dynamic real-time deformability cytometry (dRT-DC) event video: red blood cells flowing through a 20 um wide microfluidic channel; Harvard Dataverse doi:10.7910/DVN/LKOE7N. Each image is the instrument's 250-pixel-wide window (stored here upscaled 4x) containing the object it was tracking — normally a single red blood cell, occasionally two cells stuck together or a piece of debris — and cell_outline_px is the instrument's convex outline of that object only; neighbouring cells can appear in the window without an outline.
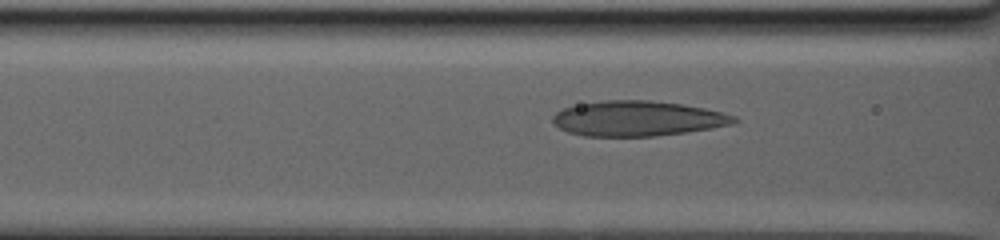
{"species": "human", "species_latin": "Homo sapiens", "temperature_condition": "warm", "stored_images_in_passage": 50, "camera_frame_rate_fps": 3000, "um_per_image_px": 0.085, "donor": {"sex": "male"}, "frame": {"image": 1, "passage_image": 20, "time_ms": 6.333, "image_size_px": [1000, 240], "cell_outline_px": [[740, 120], [736, 124], [684, 132], [652, 136], [584, 136], [568, 132], [560, 128], [552, 120], [552, 116], [556, 112], [564, 108], [580, 104], [604, 100], [648, 100], [684, 104], [704, 108], [736, 116]], "centroid_in_image_um": [54.22, 10.07], "position_along_channel_um": 112.4, "area_um2": 37.05}}
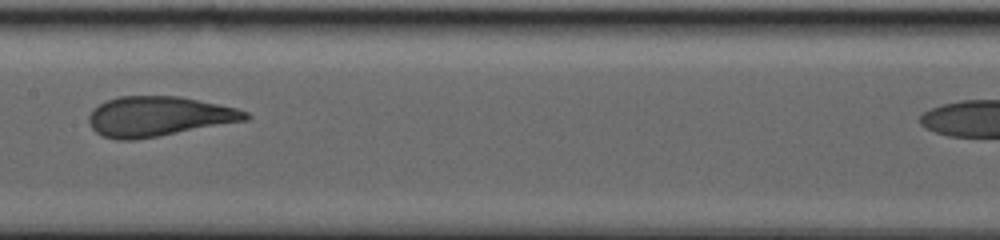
{"frame": {"image": 2, "passage_image": 27, "time_ms": 9.333, "image_size_px": [1000, 240], "cell_outline_px": [[252, 116], [248, 120], [160, 136], [136, 140], [116, 140], [104, 136], [96, 132], [92, 128], [88, 120], [88, 116], [92, 108], [108, 100], [120, 96], [180, 96], [236, 108], [248, 112]], "centroid_in_image_um": [13.48, 9.9], "position_along_channel_um": 193.9, "area_um2": 36.53}}
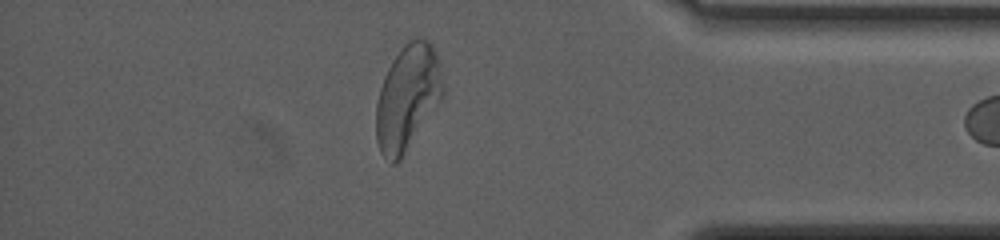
{"frame": {"image": 3, "passage_image": 48, "time_ms": 17.667, "image_size_px": [1000, 240], "cell_outline_px": [[444, 96], [400, 160], [396, 164], [392, 164], [380, 152], [376, 140], [376, 104], [380, 88], [384, 76], [392, 60], [400, 48], [408, 40], [416, 36], [424, 36], [432, 44], [436, 52], [440, 64], [444, 84]], "centroid_in_image_um": [34.66, 8.24], "position_along_channel_um": 400.5, "area_um2": 41.5}}